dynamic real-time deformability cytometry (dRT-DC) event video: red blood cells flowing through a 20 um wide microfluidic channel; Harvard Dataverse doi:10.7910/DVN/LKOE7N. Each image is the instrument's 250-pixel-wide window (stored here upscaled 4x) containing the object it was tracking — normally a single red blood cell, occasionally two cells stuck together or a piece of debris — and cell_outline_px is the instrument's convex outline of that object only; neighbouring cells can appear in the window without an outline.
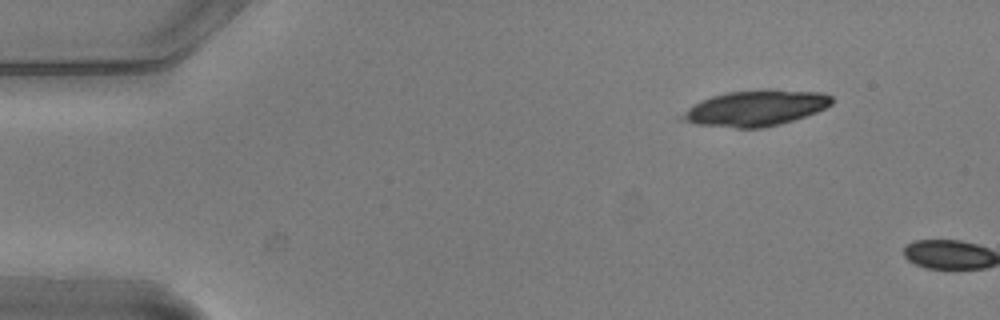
{"species": "common noctule bat (a hibernating species)", "species_latin": "Nyctalus noctula", "temperature_condition": "warm", "stored_images_in_passage": 2, "camera_frame_rate_fps": 3000, "um_per_image_px": 0.085, "animal": {"sex": "male", "body_mass_g": 20.5, "forearm_length_mm": 52.5}, "frame": {"image": 1, "passage_image": 1, "time_ms": 0.0, "image_size_px": [1000, 320], "cell_outline_px": [[832, 104], [816, 112], [780, 124], [764, 128], [736, 128], [696, 124], [676, 120], [676, 116], [700, 100], [712, 96], [728, 92], [768, 88], [824, 92], [832, 96]], "centroid_in_image_um": [64.18, 9.18], "position_along_channel_um": 20.8, "area_um2": 31.73}}